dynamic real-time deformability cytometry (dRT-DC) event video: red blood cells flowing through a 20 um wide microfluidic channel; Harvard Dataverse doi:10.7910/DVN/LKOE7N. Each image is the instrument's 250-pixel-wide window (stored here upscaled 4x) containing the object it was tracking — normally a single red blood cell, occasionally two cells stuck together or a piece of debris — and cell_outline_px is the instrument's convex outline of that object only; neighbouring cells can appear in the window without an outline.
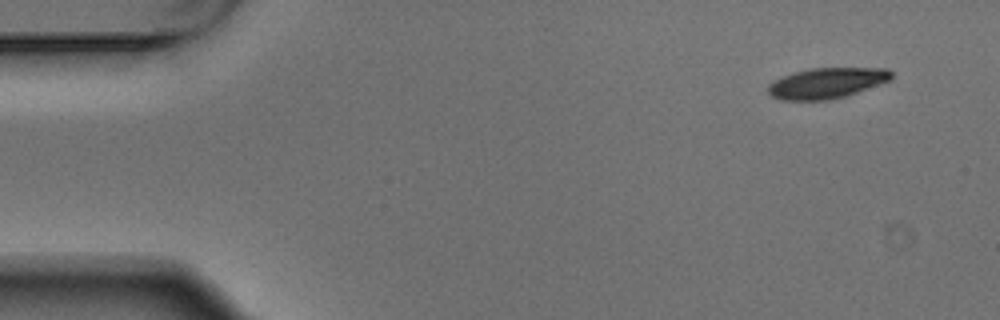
{"species": "Egyptian fruit bat (a non-hibernating species)", "species_latin": "Rousettus aegyptiacus", "temperature_condition": "warm", "stored_images_in_passage": 4, "camera_frame_rate_fps": 3000, "um_per_image_px": 0.085, "animal": {"sex": "male"}, "frame": {"image": 1, "passage_image": 1, "time_ms": 0.0, "image_size_px": [1000, 320], "cell_outline_px": [[892, 76], [888, 80], [856, 92], [844, 96], [828, 100], [780, 100], [772, 96], [768, 92], [768, 84], [772, 80], [796, 72], [812, 68], [888, 68], [892, 72]], "centroid_in_image_um": [70.22, 7.06], "position_along_channel_um": 14.8, "area_um2": 21.68}}
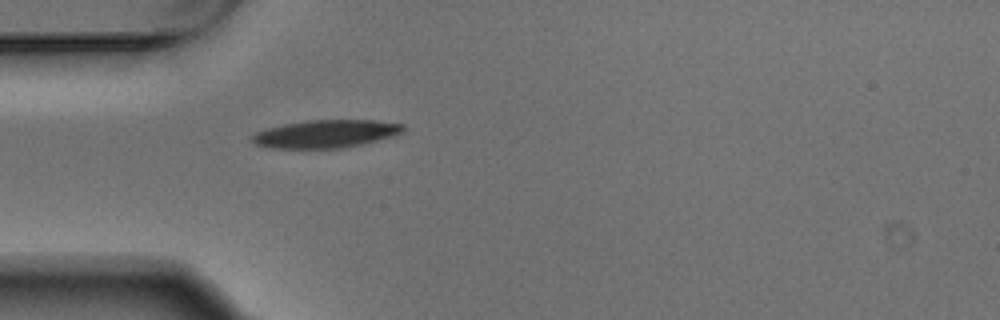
{"frame": {"image": 2, "passage_image": 4, "time_ms": 1.0, "image_size_px": [1000, 320], "cell_outline_px": [[404, 132], [396, 136], [360, 144], [340, 148], [272, 148], [256, 144], [252, 140], [252, 136], [256, 132], [264, 128], [284, 124], [308, 120], [372, 120], [404, 124]], "centroid_in_image_um": [27.71, 11.37], "position_along_channel_um": 57.3, "area_um2": 24.51}}